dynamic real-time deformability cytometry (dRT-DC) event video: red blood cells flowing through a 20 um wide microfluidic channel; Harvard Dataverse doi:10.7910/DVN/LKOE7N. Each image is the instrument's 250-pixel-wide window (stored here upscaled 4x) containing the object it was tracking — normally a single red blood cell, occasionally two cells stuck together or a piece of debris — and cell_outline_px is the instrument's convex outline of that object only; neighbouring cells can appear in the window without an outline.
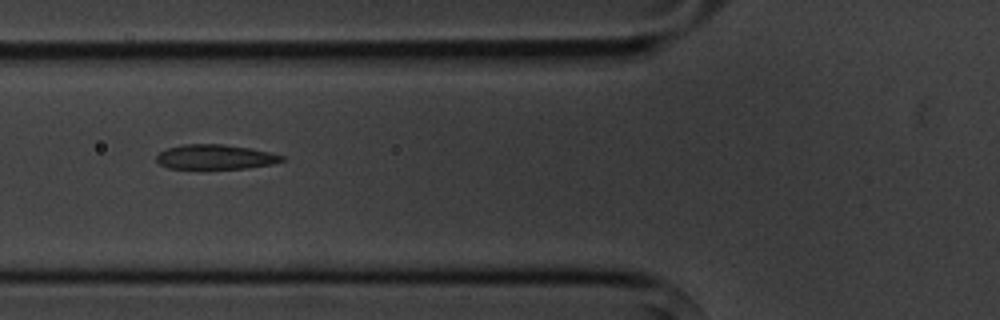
{"species": "common noctule bat (a hibernating species)", "species_latin": "Nyctalus noctula", "temperature_condition": "cold", "stored_images_in_passage": 14, "camera_frame_rate_fps": 3000, "um_per_image_px": 0.085, "animal": {"sex": "male", "body_mass_g": 20.1, "forearm_length_mm": 53.5}, "frame": {"image": 1, "passage_image": 5, "time_ms": 5.333, "image_size_px": [1000, 320], "cell_outline_px": [[284, 160], [272, 164], [248, 168], [168, 168], [160, 164], [156, 160], [156, 156], [160, 152], [168, 148], [184, 144], [224, 144], [248, 148], [268, 152], [284, 156]], "centroid_in_image_um": [18.29, 13.34], "position_along_channel_um": 107.5, "area_um2": 17.8}}
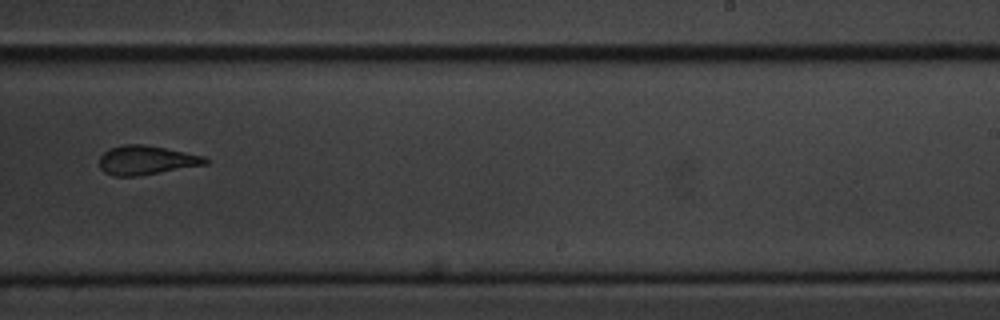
{"frame": {"image": 2, "passage_image": 9, "time_ms": 10.0, "image_size_px": [1000, 320], "cell_outline_px": [[208, 164], [136, 176], [112, 176], [104, 172], [100, 168], [100, 156], [104, 152], [112, 148], [124, 144], [144, 144], [204, 156], [208, 160]], "centroid_in_image_um": [12.42, 13.62], "position_along_channel_um": 276.6, "area_um2": 17.74}}
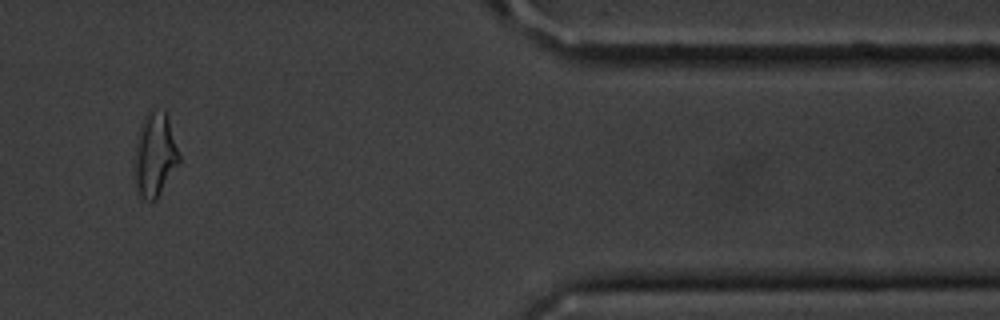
{"frame": {"image": 3, "passage_image": 12, "time_ms": 14.333, "image_size_px": [1000, 320], "cell_outline_px": [[180, 160], [156, 200], [144, 200], [136, 196], [132, 172], [132, 160], [140, 124], [144, 116], [152, 108], [164, 112], [168, 116], [180, 156]], "centroid_in_image_um": [13.09, 13.2], "position_along_channel_um": 398.3, "area_um2": 22.54}, "authors_computed_cell_mechanics": {"area_um2": 18.9873, "velocity_mm_per_s": 3.6133, "shape_relaxation_time_tau1_ms": 7.356, "shape_relaxation_time_tau2_ms": 4.6783, "deformation_change_tau1": 0.2055, "deformation_change_tau2": 0.0994}}